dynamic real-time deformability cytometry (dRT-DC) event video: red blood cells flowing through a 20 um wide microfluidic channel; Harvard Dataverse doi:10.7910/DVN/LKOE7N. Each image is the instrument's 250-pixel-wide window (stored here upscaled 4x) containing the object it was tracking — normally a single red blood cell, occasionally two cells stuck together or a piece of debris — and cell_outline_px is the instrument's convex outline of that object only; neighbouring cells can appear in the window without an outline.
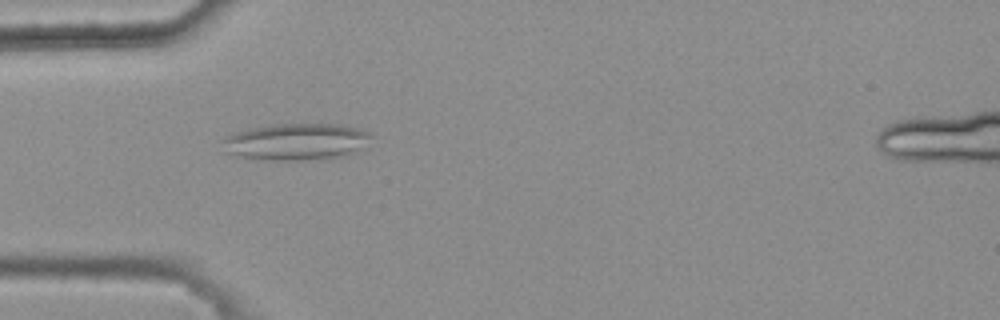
{"species": "common noctule bat (a hibernating species)", "species_latin": "Nyctalus noctula", "temperature_condition": "warm", "stored_images_in_passage": 6, "camera_frame_rate_fps": 3000, "um_per_image_px": 0.085, "animal": {"sex": "female", "body_mass_g": 25.1}, "frame": {"image": 1, "passage_image": 3, "time_ms": 0.667, "image_size_px": [1000, 320], "cell_outline_px": [[372, 136], [352, 152], [344, 156], [324, 160], [272, 160], [236, 156], [228, 152], [220, 140], [236, 132], [252, 128], [276, 124], [340, 124], [360, 128], [368, 132]], "centroid_in_image_um": [25.17, 12.05], "position_along_channel_um": 59.8, "area_um2": 31.56}}
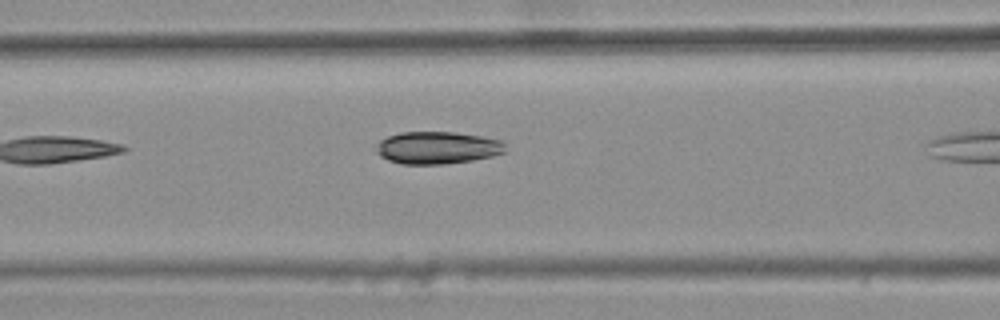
{"frame": {"image": 2, "passage_image": 5, "time_ms": 1.333, "image_size_px": [1000, 320], "cell_outline_px": [[504, 152], [492, 156], [472, 160], [444, 164], [404, 164], [388, 160], [380, 156], [376, 152], [376, 144], [380, 140], [388, 136], [400, 132], [456, 132], [480, 136], [500, 140], [504, 144]], "centroid_in_image_um": [37.13, 12.55], "position_along_channel_um": 129.5, "area_um2": 24.28}}